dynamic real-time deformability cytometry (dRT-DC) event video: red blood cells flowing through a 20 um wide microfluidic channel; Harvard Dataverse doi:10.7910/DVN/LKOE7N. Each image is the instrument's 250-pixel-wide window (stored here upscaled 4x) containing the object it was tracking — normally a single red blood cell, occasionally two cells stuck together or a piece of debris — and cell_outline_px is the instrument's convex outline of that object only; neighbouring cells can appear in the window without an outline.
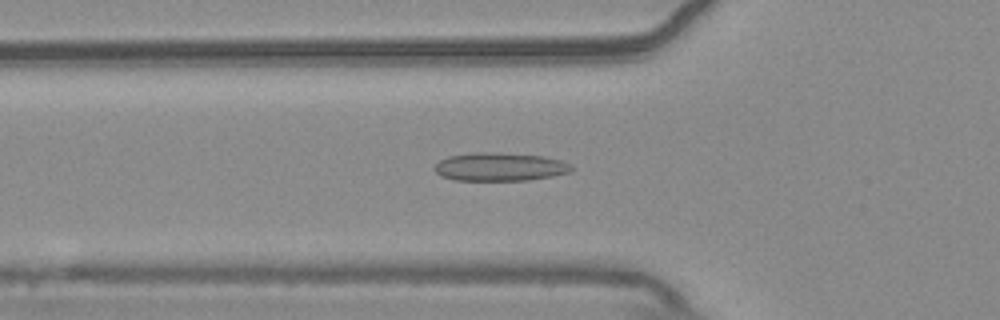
{"species": "common noctule bat (a hibernating species)", "species_latin": "Nyctalus noctula", "temperature_condition": "warm", "stored_images_in_passage": 43, "camera_frame_rate_fps": 3000, "um_per_image_px": 0.085, "animal": {"sex": "male", "body_mass_g": 20.4}, "frame": {"image": 1, "passage_image": 7, "time_ms": 2.0, "image_size_px": [1000, 320], "cell_outline_px": [[572, 172], [552, 176], [528, 180], [456, 180], [440, 176], [436, 172], [436, 164], [440, 160], [448, 156], [476, 152], [492, 152], [544, 156], [560, 160], [572, 164]], "centroid_in_image_um": [42.52, 14.18], "position_along_channel_um": 83.3, "area_um2": 22.54}}
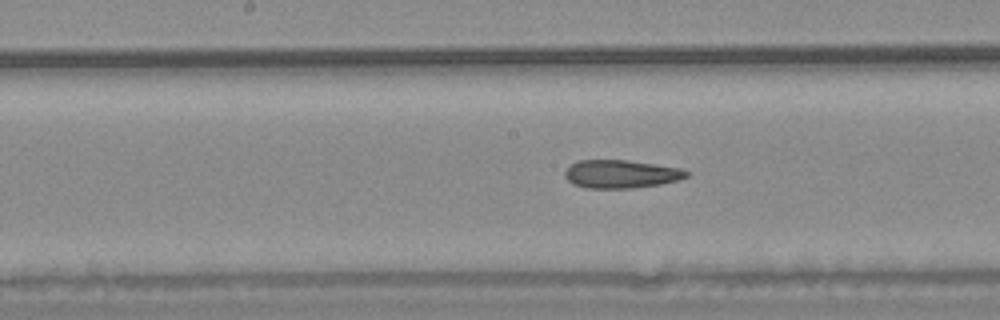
{"frame": {"image": 2, "passage_image": 16, "time_ms": 5.0, "image_size_px": [1000, 320], "cell_outline_px": [[688, 176], [676, 180], [660, 184], [632, 188], [584, 188], [572, 184], [564, 176], [564, 172], [572, 164], [580, 160], [624, 160], [680, 168], [688, 172]], "centroid_in_image_um": [52.73, 14.8], "position_along_channel_um": 195.5, "area_um2": 19.71}}
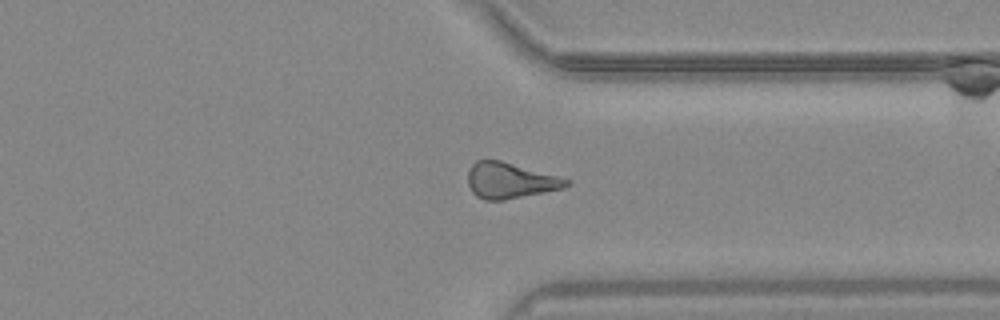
{"frame": {"image": 3, "passage_image": 30, "time_ms": 9.667, "image_size_px": [1000, 320], "cell_outline_px": [[572, 184], [564, 188], [504, 200], [484, 200], [476, 196], [472, 192], [468, 184], [468, 172], [472, 164], [476, 160], [500, 160], [572, 180]], "centroid_in_image_um": [43.36, 15.35], "position_along_channel_um": 368.0, "area_um2": 20.52}, "authors_computed_cell_mechanics": {"area_um2": 20.4034, "velocity_mm_per_s": 3.7034, "shape_relaxation_time_tau1_ms": null, "shape_relaxation_time_tau2_ms": 5.3888, "deformation_change_tau1": null, "deformation_change_tau2": 0.1623}}